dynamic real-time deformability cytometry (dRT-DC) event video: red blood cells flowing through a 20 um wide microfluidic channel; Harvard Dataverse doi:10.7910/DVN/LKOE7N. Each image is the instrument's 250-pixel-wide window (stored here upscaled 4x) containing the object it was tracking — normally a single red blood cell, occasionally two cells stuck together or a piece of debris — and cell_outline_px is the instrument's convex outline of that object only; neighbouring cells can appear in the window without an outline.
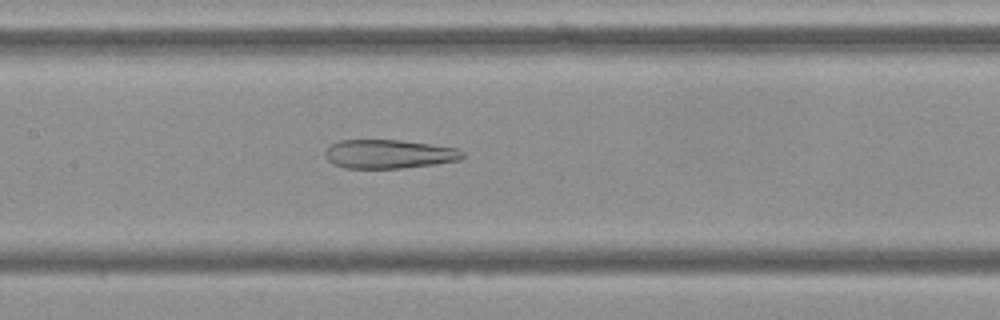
{"species": "Egyptian fruit bat (a non-hibernating species)", "species_latin": "Rousettus aegyptiacus", "temperature_condition": "cold", "stored_images_in_passage": 49, "camera_frame_rate_fps": 3000, "um_per_image_px": 0.085, "frame": {"image": 1, "passage_image": 20, "time_ms": 6.333, "image_size_px": [1000, 320], "cell_outline_px": [[464, 156], [460, 160], [436, 164], [404, 168], [344, 168], [332, 164], [324, 156], [324, 152], [332, 144], [340, 140], [400, 140], [456, 148], [464, 152]], "centroid_in_image_um": [33.04, 13.1], "position_along_channel_um": 174.4, "area_um2": 23.12}}
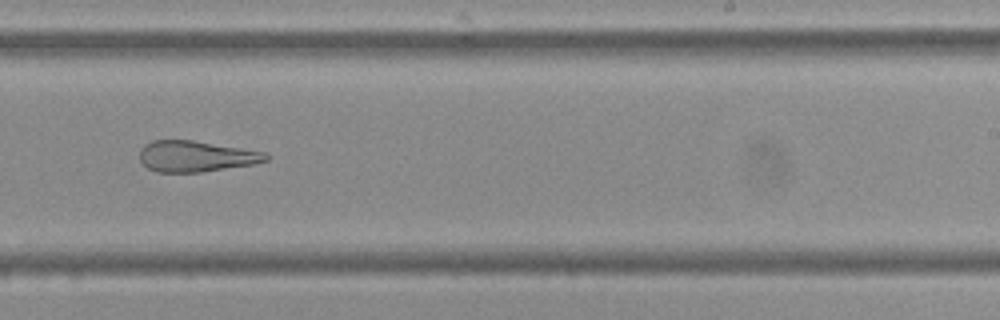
{"frame": {"image": 2, "passage_image": 28, "time_ms": 9.0, "image_size_px": [1000, 320], "cell_outline_px": [[268, 160], [252, 164], [200, 172], [156, 172], [148, 168], [140, 160], [140, 148], [144, 144], [152, 140], [192, 140], [268, 152]], "centroid_in_image_um": [16.64, 13.27], "position_along_channel_um": 272.4, "area_um2": 22.77}}
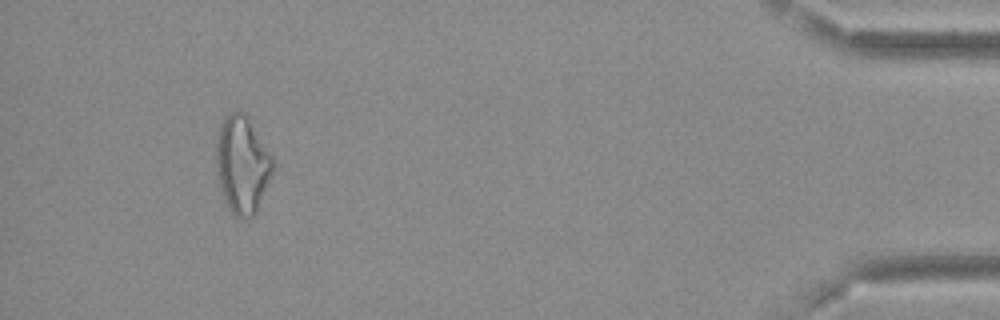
{"frame": {"image": 3, "passage_image": 45, "time_ms": 14.667, "image_size_px": [1000, 320], "cell_outline_px": [[276, 160], [272, 172], [256, 212], [252, 216], [232, 216], [224, 200], [216, 176], [216, 140], [220, 124], [224, 116], [232, 112], [244, 112], [248, 116]], "centroid_in_image_um": [20.58, 13.96], "position_along_channel_um": 414.6, "area_um2": 32.48}, "authors_computed_cell_mechanics": {"area_um2": 28.7266, "velocity_mm_per_s": 3.683, "shape_relaxation_time_tau1_ms": null, "shape_relaxation_time_tau2_ms": 5.3297, "deformation_change_tau1": null, "deformation_change_tau2": 0.1799}}